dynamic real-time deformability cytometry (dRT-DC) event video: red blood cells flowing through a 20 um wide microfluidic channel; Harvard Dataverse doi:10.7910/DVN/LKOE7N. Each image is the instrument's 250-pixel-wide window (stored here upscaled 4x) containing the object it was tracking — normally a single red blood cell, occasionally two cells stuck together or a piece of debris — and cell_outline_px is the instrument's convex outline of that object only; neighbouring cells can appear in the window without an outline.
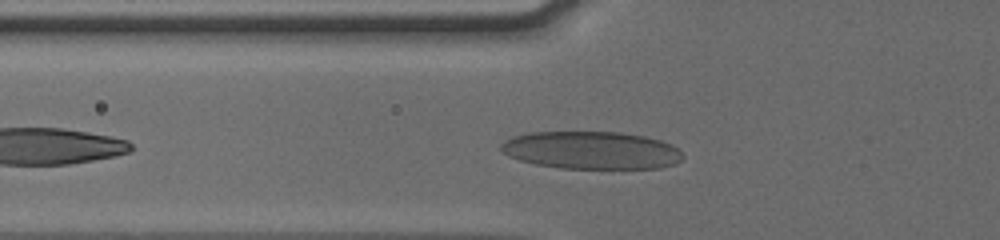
{"species": "human", "species_latin": "Homo sapiens", "temperature_condition": "cold", "stored_images_in_passage": 32, "camera_frame_rate_fps": 3000, "um_per_image_px": 0.085, "donor": {"sex": "male"}, "frame": {"image": 1, "passage_image": 5, "time_ms": 1.333, "image_size_px": [1000, 240], "cell_outline_px": [[684, 156], [680, 160], [672, 164], [660, 168], [560, 168], [536, 164], [520, 160], [508, 156], [500, 148], [500, 144], [504, 140], [512, 136], [528, 132], [616, 132], [644, 136], [660, 140], [672, 144]], "centroid_in_image_um": [50.23, 12.76], "position_along_channel_um": 75.6, "area_um2": 39.82}}
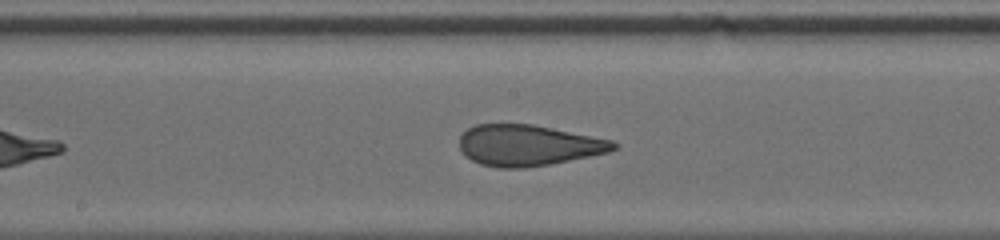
{"frame": {"image": 2, "passage_image": 15, "time_ms": 4.667, "image_size_px": [1000, 240], "cell_outline_px": [[616, 148], [608, 152], [548, 164], [524, 168], [496, 168], [480, 164], [472, 160], [460, 148], [460, 136], [468, 128], [476, 124], [532, 124], [612, 140], [616, 144]], "centroid_in_image_um": [44.86, 12.35], "position_along_channel_um": 203.3, "area_um2": 36.36}}
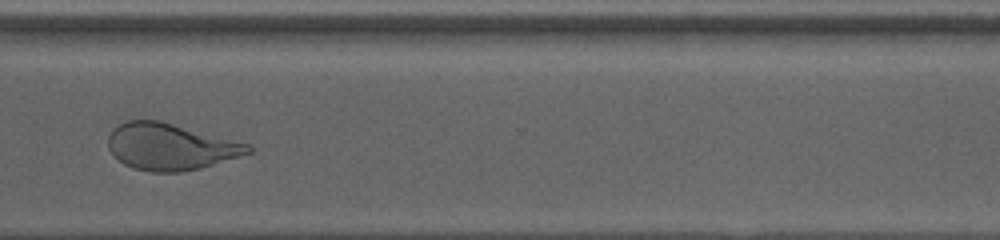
{"frame": {"image": 3, "passage_image": 27, "time_ms": 8.667, "image_size_px": [1000, 240], "cell_outline_px": [[252, 152], [200, 168], [180, 172], [152, 172], [132, 168], [124, 164], [108, 148], [108, 136], [112, 128], [128, 120], [160, 120], [248, 144], [252, 148]], "centroid_in_image_um": [14.44, 12.46], "position_along_channel_um": 356.2, "area_um2": 37.63}, "authors_computed_cell_mechanics": {"area_um2": 37.5411, "velocity_mm_per_s": 3.8347, "shape_relaxation_time_tau1_ms": 10.3699, "shape_relaxation_time_tau2_ms": 0.9346, "deformation_change_tau1": 0.2735, "deformation_change_tau2": 0.0853}}